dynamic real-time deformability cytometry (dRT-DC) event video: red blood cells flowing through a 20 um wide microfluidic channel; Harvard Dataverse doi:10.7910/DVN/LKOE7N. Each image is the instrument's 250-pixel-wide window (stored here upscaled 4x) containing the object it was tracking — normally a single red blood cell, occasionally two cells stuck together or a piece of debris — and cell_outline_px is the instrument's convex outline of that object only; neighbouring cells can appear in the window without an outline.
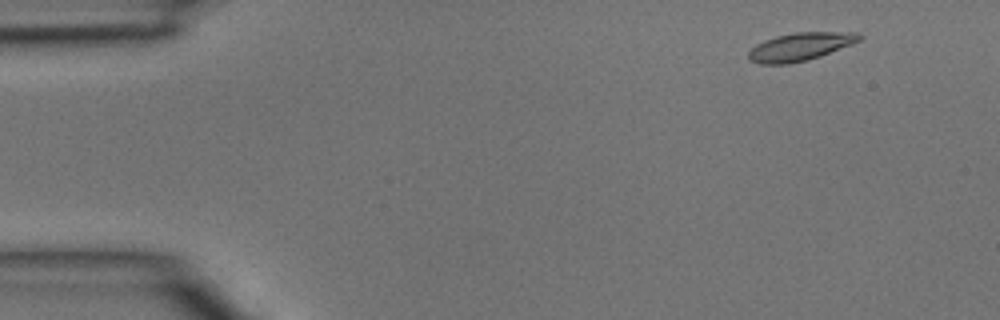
{"species": "common noctule bat (a hibernating species)", "species_latin": "Nyctalus noctula", "temperature_condition": "room temperature", "stored_images_in_passage": 44, "camera_frame_rate_fps": 3000, "um_per_image_px": 0.085, "animal": {"sex": "male", "body_mass_g": 15.6}, "frame": {"image": 1, "passage_image": 3, "time_ms": 0.667, "image_size_px": [1000, 320], "cell_outline_px": [[864, 36], [860, 40], [852, 44], [820, 56], [808, 60], [788, 64], [760, 64], [748, 60], [748, 52], [756, 44], [764, 40], [776, 36], [796, 32], [860, 32]], "centroid_in_image_um": [68.02, 3.97], "position_along_channel_um": 17.0, "area_um2": 18.21}}
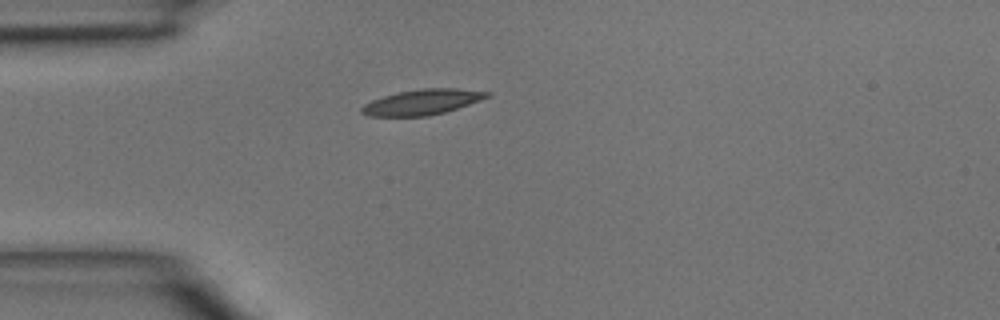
{"frame": {"image": 2, "passage_image": 11, "time_ms": 3.333, "image_size_px": [1000, 320], "cell_outline_px": [[492, 96], [444, 112], [428, 116], [368, 116], [360, 112], [360, 108], [364, 104], [372, 100], [396, 92], [420, 88], [456, 88], [492, 92]], "centroid_in_image_um": [35.88, 8.66], "position_along_channel_um": 49.1, "area_um2": 18.61}}
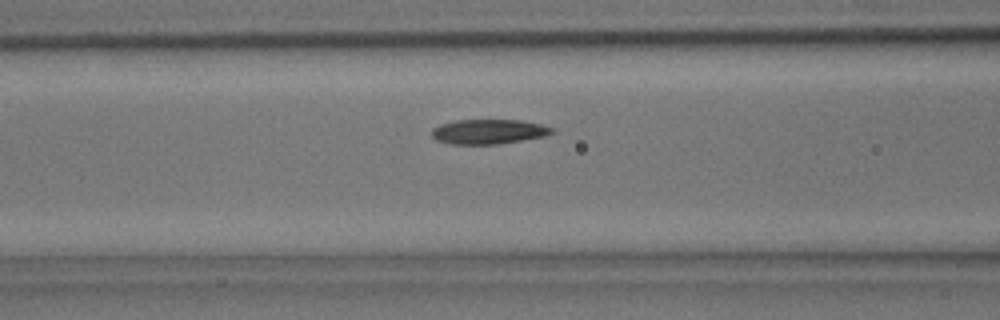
{"frame": {"image": 3, "passage_image": 17, "time_ms": 5.333, "image_size_px": [1000, 320], "cell_outline_px": [[556, 132], [544, 136], [496, 144], [452, 144], [436, 140], [432, 136], [432, 128], [440, 124], [456, 120], [520, 120], [540, 124], [552, 128]], "centroid_in_image_um": [41.5, 11.18], "position_along_channel_um": 125.1, "area_um2": 17.17}}